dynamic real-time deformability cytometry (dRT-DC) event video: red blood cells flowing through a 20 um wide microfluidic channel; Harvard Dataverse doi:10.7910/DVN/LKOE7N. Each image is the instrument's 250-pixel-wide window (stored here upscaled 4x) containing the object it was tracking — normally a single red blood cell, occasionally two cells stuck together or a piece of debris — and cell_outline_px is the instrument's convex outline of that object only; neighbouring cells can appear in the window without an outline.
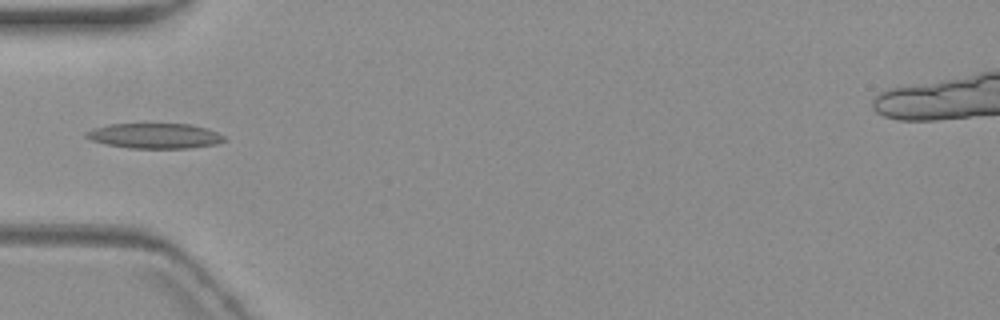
{"species": "common noctule bat (a hibernating species)", "species_latin": "Nyctalus noctula", "temperature_condition": "warm", "stored_images_in_passage": 6, "camera_frame_rate_fps": 3000, "um_per_image_px": 0.085, "animal": {"sex": "female", "body_mass_g": 19.3, "forearm_length_mm": 54.1}, "frame": {"image": 1, "passage_image": 4, "time_ms": 4.0, "image_size_px": [1000, 320], "cell_outline_px": [[228, 140], [216, 144], [188, 148], [128, 148], [108, 144], [92, 140], [84, 136], [84, 132], [92, 128], [108, 124], [188, 124], [204, 128], [216, 132], [224, 136]], "centroid_in_image_um": [13.13, 11.55], "position_along_channel_um": 71.9, "area_um2": 20.17}}
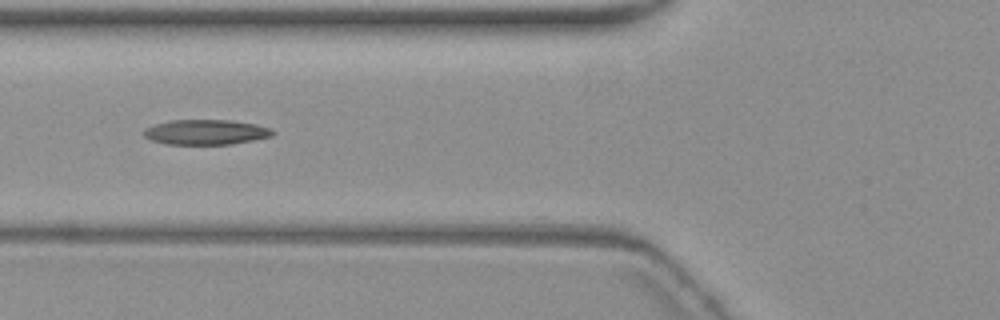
{"frame": {"image": 2, "passage_image": 5, "time_ms": 5.0, "image_size_px": [1000, 320], "cell_outline_px": [[276, 132], [272, 136], [232, 144], [164, 144], [152, 140], [144, 136], [140, 132], [144, 128], [168, 120], [232, 120], [256, 124], [272, 128]], "centroid_in_image_um": [17.49, 11.22], "position_along_channel_um": 108.3, "area_um2": 19.02}}
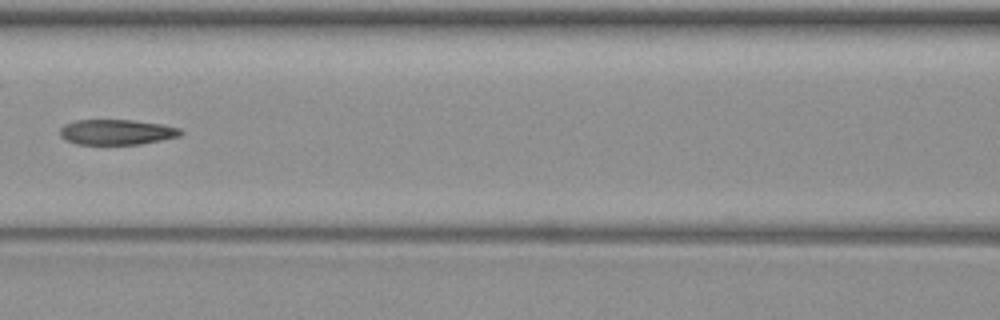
{"frame": {"image": 3, "passage_image": 6, "time_ms": 6.333, "image_size_px": [1000, 320], "cell_outline_px": [[184, 132], [180, 136], [140, 144], [76, 144], [64, 140], [60, 136], [60, 128], [64, 124], [76, 120], [132, 120], [160, 124], [180, 128]], "centroid_in_image_um": [9.89, 11.23], "position_along_channel_um": 156.7, "area_um2": 17.8}}